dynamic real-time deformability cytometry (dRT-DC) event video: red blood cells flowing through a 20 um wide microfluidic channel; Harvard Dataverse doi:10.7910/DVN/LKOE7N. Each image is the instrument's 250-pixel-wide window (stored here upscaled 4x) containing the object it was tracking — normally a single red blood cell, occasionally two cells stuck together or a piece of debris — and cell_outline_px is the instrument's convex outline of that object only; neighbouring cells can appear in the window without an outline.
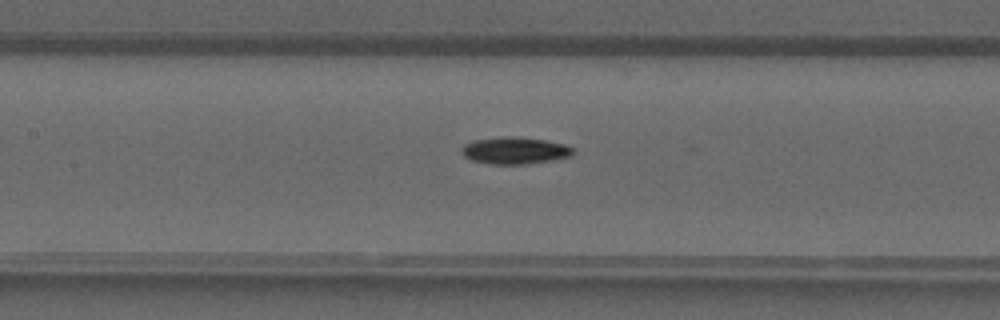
{"species": "common noctule bat (a hibernating species)", "species_latin": "Nyctalus noctula", "temperature_condition": "warm", "stored_images_in_passage": 42, "camera_frame_rate_fps": 3000, "um_per_image_px": 0.085, "animal": {"sex": "male", "forearm_length_mm": 52.5}, "frame": {"image": 1, "passage_image": 20, "time_ms": 6.333, "image_size_px": [1000, 320], "cell_outline_px": [[576, 152], [568, 156], [552, 160], [524, 164], [492, 164], [472, 160], [464, 156], [460, 152], [460, 148], [464, 144], [476, 140], [544, 140], [564, 144], [572, 148]], "centroid_in_image_um": [43.75, 12.86], "position_along_channel_um": 163.6, "area_um2": 16.24}}
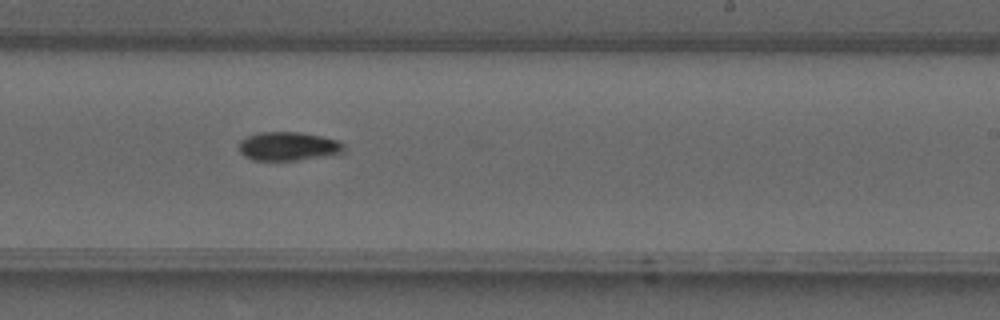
{"frame": {"image": 2, "passage_image": 26, "time_ms": 8.333, "image_size_px": [1000, 320], "cell_outline_px": [[344, 152], [296, 160], [252, 160], [244, 156], [240, 152], [240, 140], [248, 136], [260, 132], [296, 132], [320, 136], [336, 140], [344, 144]], "centroid_in_image_um": [24.46, 12.43], "position_along_channel_um": 264.5, "area_um2": 17.22}}
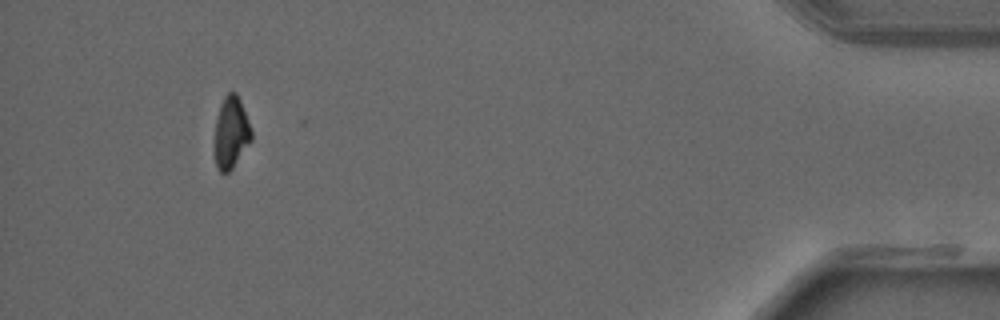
{"frame": {"image": 3, "passage_image": 39, "time_ms": 12.667, "image_size_px": [1000, 320], "cell_outline_px": [[252, 140], [232, 168], [228, 172], [220, 172], [216, 168], [212, 152], [216, 120], [220, 104], [224, 96], [228, 92], [236, 92], [240, 100], [248, 120], [252, 132]], "centroid_in_image_um": [19.6, 11.3], "position_along_channel_um": 415.6, "area_um2": 15.78}}